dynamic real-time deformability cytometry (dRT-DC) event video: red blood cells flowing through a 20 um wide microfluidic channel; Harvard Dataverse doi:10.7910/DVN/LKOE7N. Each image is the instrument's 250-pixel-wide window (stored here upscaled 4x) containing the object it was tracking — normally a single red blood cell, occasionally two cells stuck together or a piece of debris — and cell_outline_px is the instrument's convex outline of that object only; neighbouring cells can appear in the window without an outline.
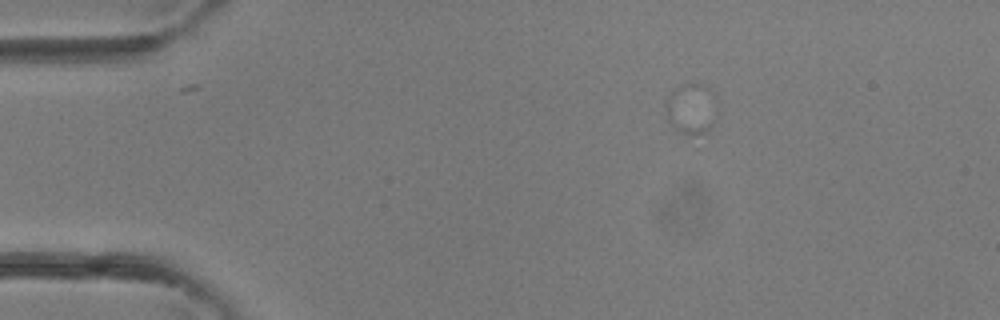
{"species": "common noctule bat (a hibernating species)", "species_latin": "Nyctalus noctula", "temperature_condition": "room temperature", "stored_images_in_passage": 3, "camera_frame_rate_fps": 3000, "um_per_image_px": 0.085, "animal": {"sex": "female"}, "frame": {"image": 1, "passage_image": 1, "time_ms": 0.0, "image_size_px": [1000, 320], "cell_outline_px": [[712, 124], [708, 132], [688, 136], [676, 128], [668, 120], [668, 100], [672, 92], [680, 84], [704, 84], [708, 88]], "centroid_in_image_um": [58.68, 9.27], "position_along_channel_um": 26.3, "area_um2": 13.7}}